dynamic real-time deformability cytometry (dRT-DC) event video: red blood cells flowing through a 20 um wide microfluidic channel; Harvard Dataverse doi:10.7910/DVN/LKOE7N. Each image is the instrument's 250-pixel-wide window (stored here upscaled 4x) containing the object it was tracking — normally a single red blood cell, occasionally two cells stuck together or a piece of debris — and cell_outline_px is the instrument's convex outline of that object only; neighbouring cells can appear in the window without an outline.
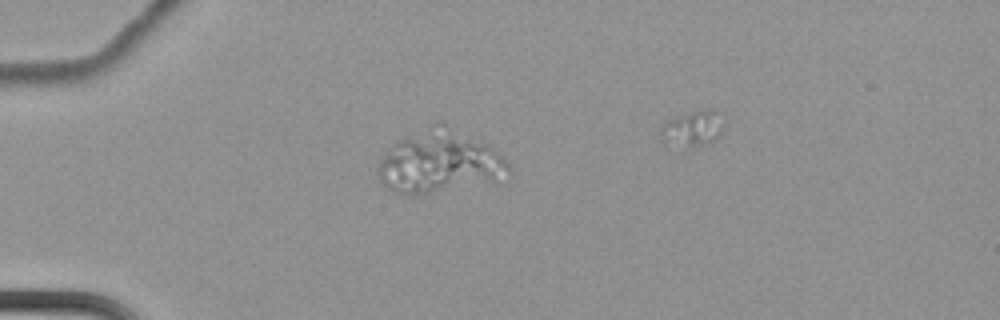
{"species": "common noctule bat (a hibernating species)", "species_latin": "Nyctalus noctula", "temperature_condition": "cold", "stored_images_in_passage": 9, "camera_frame_rate_fps": 3000, "um_per_image_px": 0.085, "animal": {"sex": "female", "body_mass_g": 22.7, "forearm_length_mm": 54.2}, "frame": {"image": 1, "passage_image": 6, "time_ms": 1.667, "image_size_px": [1000, 320], "cell_outline_px": [[512, 168], [492, 180], [412, 196], [392, 192], [384, 184], [376, 172], [380, 160], [388, 148], [396, 140], [436, 124], [444, 124], [488, 144]], "centroid_in_image_um": [37.25, 13.75], "position_along_channel_um": 47.8, "area_um2": 46.01}}
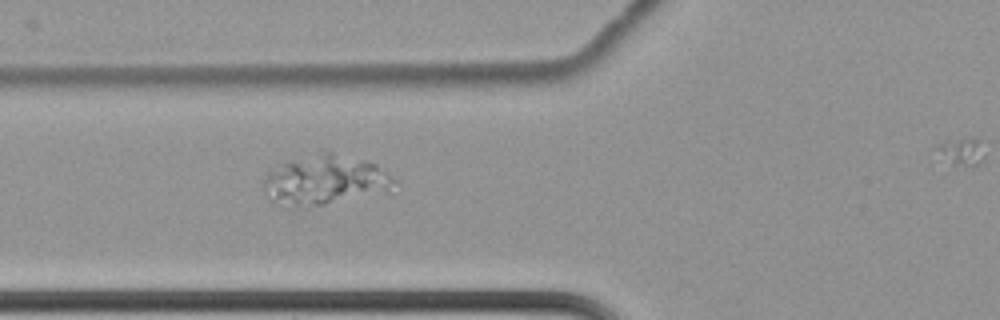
{"frame": {"image": 2, "passage_image": 8, "time_ms": 2.333, "image_size_px": [1000, 320], "cell_outline_px": [[396, 180], [388, 192], [324, 204], [292, 208], [284, 208], [272, 200], [264, 188], [264, 176], [268, 172], [280, 164], [288, 160], [324, 148], [364, 160], [376, 164]], "centroid_in_image_um": [27.6, 15.27], "position_along_channel_um": 98.2, "area_um2": 38.44}}